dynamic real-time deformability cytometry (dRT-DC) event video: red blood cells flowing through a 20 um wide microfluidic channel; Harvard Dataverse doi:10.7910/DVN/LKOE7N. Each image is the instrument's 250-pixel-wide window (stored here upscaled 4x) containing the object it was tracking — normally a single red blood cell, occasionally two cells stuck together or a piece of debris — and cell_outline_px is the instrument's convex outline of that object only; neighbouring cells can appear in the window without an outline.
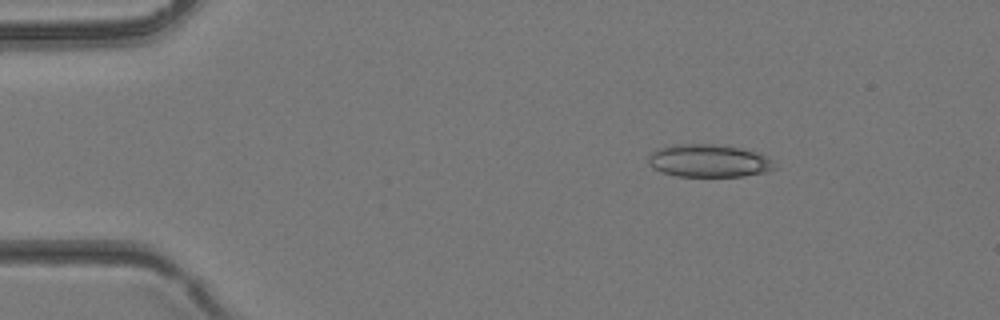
{"species": "common noctule bat (a hibernating species)", "species_latin": "Nyctalus noctula", "temperature_condition": "room temperature", "stored_images_in_passage": 37, "camera_frame_rate_fps": 3000, "um_per_image_px": 0.085, "animal": {"sex": "female", "body_mass_g": 24.6, "forearm_length_mm": 56.2}, "frame": {"image": 1, "passage_image": 5, "time_ms": 1.333, "image_size_px": [1000, 320], "cell_outline_px": [[756, 156], [752, 172], [732, 176], [688, 176], [668, 172], [676, 148], [724, 148], [744, 152]], "centroid_in_image_um": [60.45, 13.79], "position_along_channel_um": 24.5, "area_um2": 15.37}}
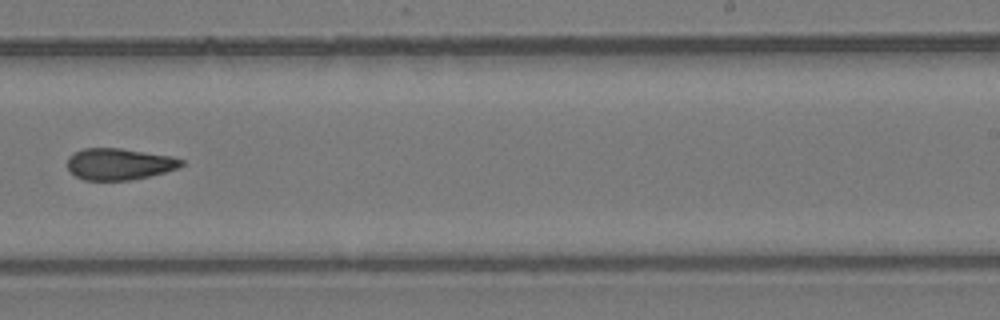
{"frame": {"image": 2, "passage_image": 23, "time_ms": 7.333, "image_size_px": [1000, 320], "cell_outline_px": [[180, 164], [172, 168], [140, 176], [116, 180], [96, 180], [80, 176], [72, 172], [68, 164], [72, 156], [80, 152], [96, 148], [108, 148], [160, 156], [180, 160]], "centroid_in_image_um": [10.0, 13.95], "position_along_channel_um": 279.0, "area_um2": 18.09}}
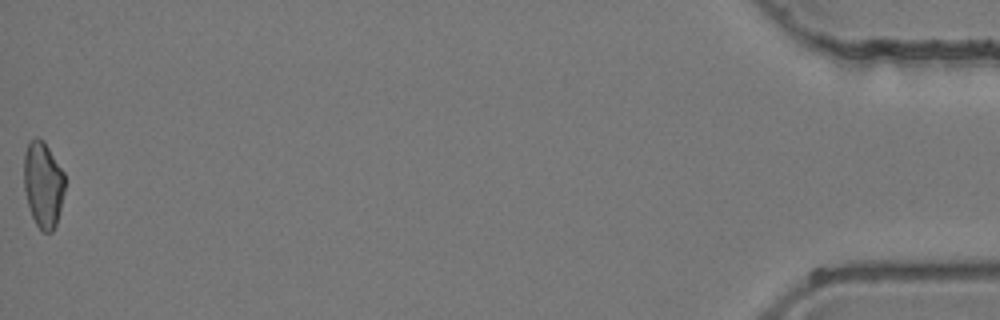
{"frame": {"image": 3, "passage_image": 37, "time_ms": 12.0, "image_size_px": [1000, 320], "cell_outline_px": [[64, 184], [56, 220], [52, 228], [40, 228], [32, 212], [28, 164], [28, 148], [40, 140], [44, 144], [64, 176]], "centroid_in_image_um": [3.78, 15.73], "position_along_channel_um": 431.4, "area_um2": 16.36}}